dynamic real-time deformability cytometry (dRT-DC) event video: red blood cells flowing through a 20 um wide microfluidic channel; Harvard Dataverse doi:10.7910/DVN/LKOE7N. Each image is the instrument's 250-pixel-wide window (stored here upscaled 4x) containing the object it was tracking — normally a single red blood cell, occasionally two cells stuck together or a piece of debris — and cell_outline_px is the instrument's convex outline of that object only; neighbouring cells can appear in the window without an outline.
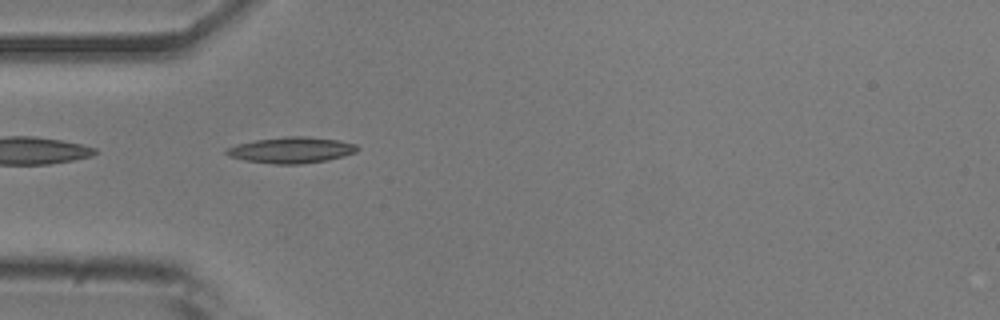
{"species": "common noctule bat (a hibernating species)", "species_latin": "Nyctalus noctula", "temperature_condition": "room temperature", "stored_images_in_passage": 38, "camera_frame_rate_fps": 3000, "um_per_image_px": 0.085, "animal": {"sex": "male", "body_mass_g": 20.5, "forearm_length_mm": 52.5}, "frame": {"image": 1, "passage_image": 2, "time_ms": 0.333, "image_size_px": [1000, 320], "cell_outline_px": [[360, 148], [356, 152], [344, 156], [328, 160], [300, 164], [272, 164], [244, 160], [228, 156], [224, 152], [224, 148], [236, 144], [256, 140], [284, 136], [308, 136], [340, 140], [356, 144]], "centroid_in_image_um": [24.76, 12.75], "position_along_channel_um": 60.2, "area_um2": 20.17}}
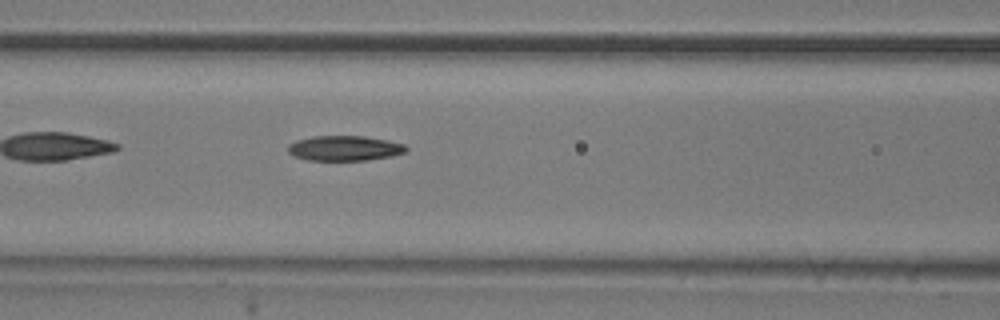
{"frame": {"image": 2, "passage_image": 8, "time_ms": 2.333, "image_size_px": [1000, 320], "cell_outline_px": [[408, 148], [404, 152], [392, 156], [368, 160], [308, 160], [296, 156], [288, 152], [288, 144], [296, 140], [312, 136], [364, 136], [388, 140], [404, 144]], "centroid_in_image_um": [29.29, 12.59], "position_along_channel_um": 137.3, "area_um2": 17.22}}
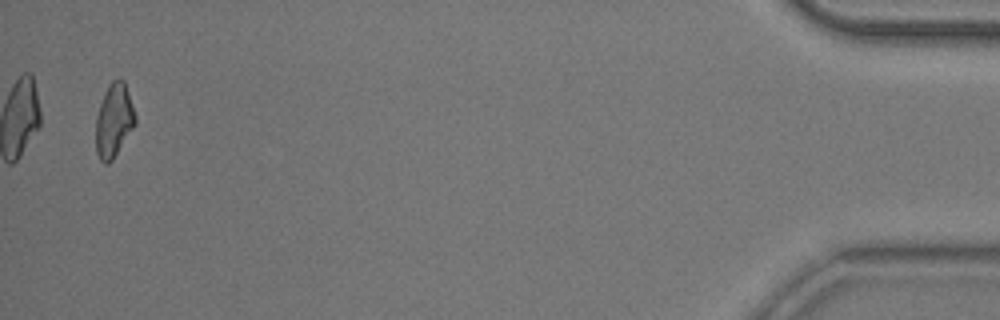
{"frame": {"image": 3, "passage_image": 37, "time_ms": 12.0, "image_size_px": [1000, 320], "cell_outline_px": [[136, 124], [112, 160], [108, 164], [104, 164], [100, 160], [96, 152], [96, 116], [104, 92], [112, 80], [124, 80], [136, 116]], "centroid_in_image_um": [9.68, 10.26], "position_along_channel_um": 425.5, "area_um2": 16.82}, "authors_computed_cell_mechanics": {"area_um2": 17.2822, "velocity_mm_per_s": 3.896, "shape_relaxation_time_tau1_ms": 4.4349, "shape_relaxation_time_tau2_ms": 7.5402, "deformation_change_tau1": 0.1412, "deformation_change_tau2": 0.1675}}